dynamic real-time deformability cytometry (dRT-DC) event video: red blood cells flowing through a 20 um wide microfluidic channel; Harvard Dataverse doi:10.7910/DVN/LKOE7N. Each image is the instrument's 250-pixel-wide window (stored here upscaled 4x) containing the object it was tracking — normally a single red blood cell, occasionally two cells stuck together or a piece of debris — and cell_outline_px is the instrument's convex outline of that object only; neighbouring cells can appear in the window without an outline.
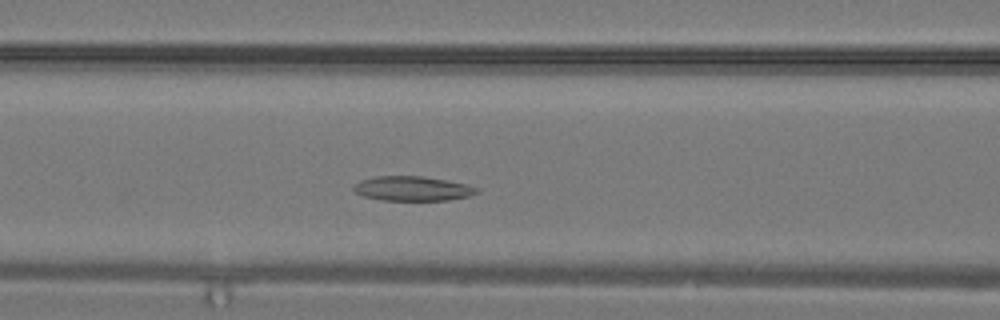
{"species": "common noctule bat (a hibernating species)", "species_latin": "Nyctalus noctula", "temperature_condition": "warm", "stored_images_in_passage": 27, "camera_frame_rate_fps": 3000, "um_per_image_px": 0.085, "animal": {"sex": "male", "body_mass_g": 19.2, "forearm_length_mm": 51.8}, "frame": {"image": 1, "passage_image": 9, "time_ms": 2.667, "image_size_px": [1000, 320], "cell_outline_px": [[480, 192], [468, 196], [448, 200], [384, 200], [364, 196], [356, 192], [352, 188], [360, 180], [376, 176], [424, 176], [448, 180], [468, 184], [480, 188]], "centroid_in_image_um": [35.12, 16.02], "position_along_channel_um": 131.5, "area_um2": 17.69}}
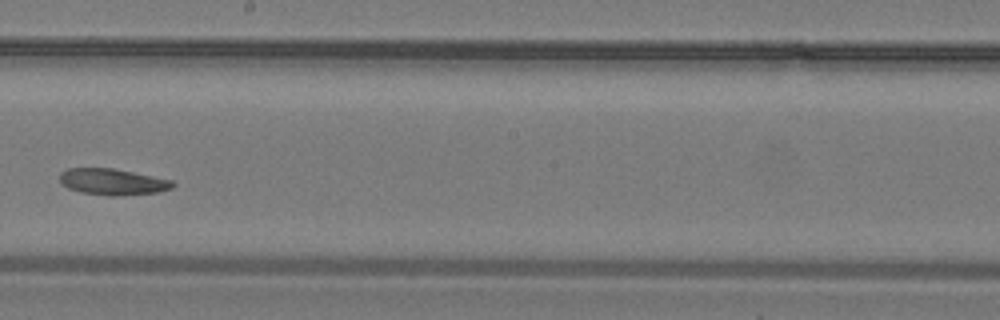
{"frame": {"image": 2, "passage_image": 14, "time_ms": 4.333, "image_size_px": [1000, 320], "cell_outline_px": [[176, 184], [172, 188], [160, 192], [116, 196], [108, 196], [80, 192], [68, 188], [60, 184], [60, 172], [68, 168], [112, 168], [172, 180]], "centroid_in_image_um": [9.55, 15.46], "position_along_channel_um": 238.6, "area_um2": 17.4}}
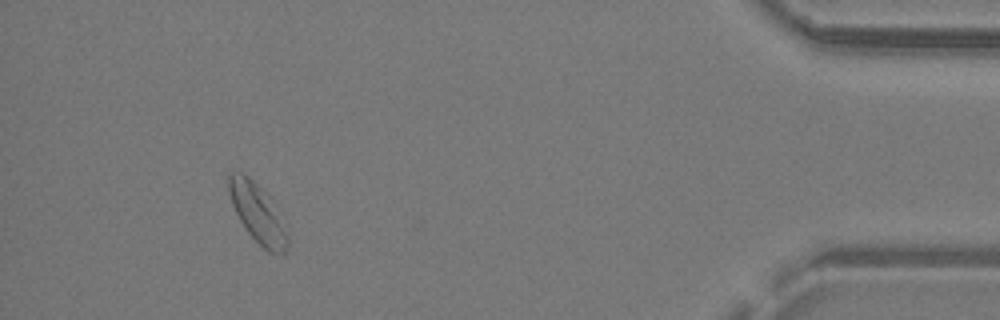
{"frame": {"image": 3, "passage_image": 25, "time_ms": 8.0, "image_size_px": [1000, 320], "cell_outline_px": [[288, 248], [284, 256], [280, 256], [268, 252], [248, 232], [240, 220], [232, 204], [228, 192], [228, 172], [244, 172], [276, 204], [288, 224]], "centroid_in_image_um": [21.98, 18.16], "position_along_channel_um": 413.2, "area_um2": 20.81}}